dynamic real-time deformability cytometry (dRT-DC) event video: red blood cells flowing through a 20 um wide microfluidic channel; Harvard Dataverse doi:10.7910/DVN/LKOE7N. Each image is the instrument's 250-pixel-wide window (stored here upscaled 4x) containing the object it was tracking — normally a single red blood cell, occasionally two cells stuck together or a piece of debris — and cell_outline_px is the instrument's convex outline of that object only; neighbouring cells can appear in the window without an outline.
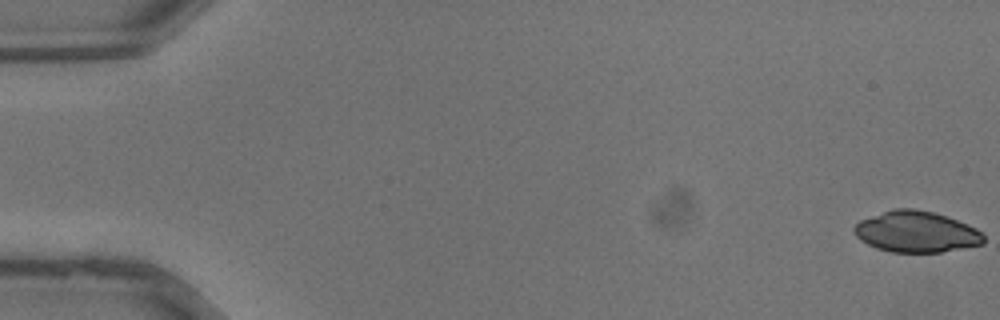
{"species": "common noctule bat (a hibernating species)", "species_latin": "Nyctalus noctula", "temperature_condition": "warm", "stored_images_in_passage": 16, "camera_frame_rate_fps": 3000, "um_per_image_px": 0.085, "animal": {"sex": "male", "body_mass_g": 13.3}, "frame": {"image": 1, "passage_image": 1, "time_ms": 0.0, "image_size_px": [1000, 320], "cell_outline_px": [[984, 244], [940, 252], [892, 252], [876, 248], [860, 240], [856, 236], [852, 228], [860, 220], [892, 208], [912, 208], [932, 212], [968, 224], [976, 228], [984, 236]], "centroid_in_image_um": [77.86, 19.7], "position_along_channel_um": 7.1, "area_um2": 30.92}}
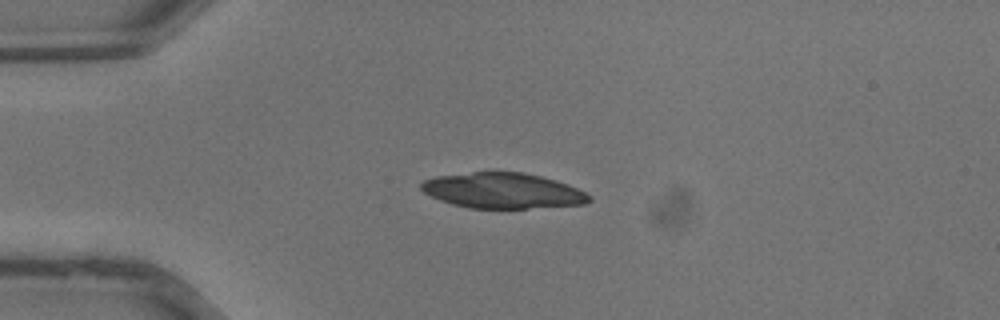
{"frame": {"image": 2, "passage_image": 10, "time_ms": 3.0, "image_size_px": [1000, 320], "cell_outline_px": [[592, 200], [584, 204], [528, 208], [468, 208], [452, 204], [440, 200], [424, 192], [420, 188], [420, 184], [424, 180], [436, 176], [472, 172], [524, 172], [556, 180], [568, 184], [592, 196]], "centroid_in_image_um": [42.73, 16.2], "position_along_channel_um": 42.3, "area_um2": 34.68}}